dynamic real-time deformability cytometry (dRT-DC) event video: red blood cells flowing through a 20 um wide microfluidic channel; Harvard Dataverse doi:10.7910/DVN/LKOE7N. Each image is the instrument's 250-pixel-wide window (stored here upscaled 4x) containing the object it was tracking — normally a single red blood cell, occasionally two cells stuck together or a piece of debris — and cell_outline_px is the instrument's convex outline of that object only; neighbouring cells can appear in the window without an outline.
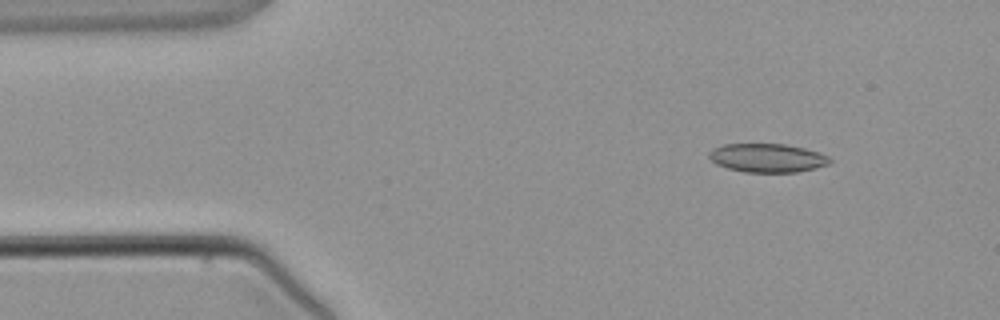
{"species": "common noctule bat (a hibernating species)", "species_latin": "Nyctalus noctula", "temperature_condition": "warm", "stored_images_in_passage": 4, "camera_frame_rate_fps": 3000, "um_per_image_px": 0.085, "animal": {"sex": "male", "body_mass_g": 21.5, "forearm_length_mm": 52.0}, "frame": {"image": 1, "passage_image": 1, "time_ms": 0.0, "image_size_px": [1000, 320], "cell_outline_px": [[832, 160], [828, 164], [816, 168], [796, 172], [744, 172], [728, 168], [716, 164], [708, 156], [708, 152], [712, 148], [724, 144], [784, 144], [804, 148], [820, 152], [828, 156]], "centroid_in_image_um": [65.22, 13.42], "position_along_channel_um": 19.8, "area_um2": 20.23}}
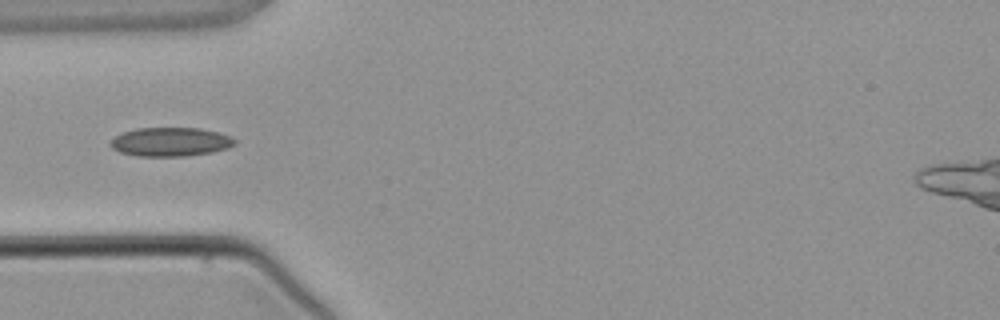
{"frame": {"image": 2, "passage_image": 3, "time_ms": 2.667, "image_size_px": [1000, 320], "cell_outline_px": [[236, 144], [228, 148], [212, 152], [184, 156], [136, 156], [120, 152], [112, 148], [108, 144], [116, 136], [124, 132], [136, 128], [200, 128], [216, 132], [228, 136], [236, 140]], "centroid_in_image_um": [14.48, 12.06], "position_along_channel_um": 70.5, "area_um2": 20.81}}
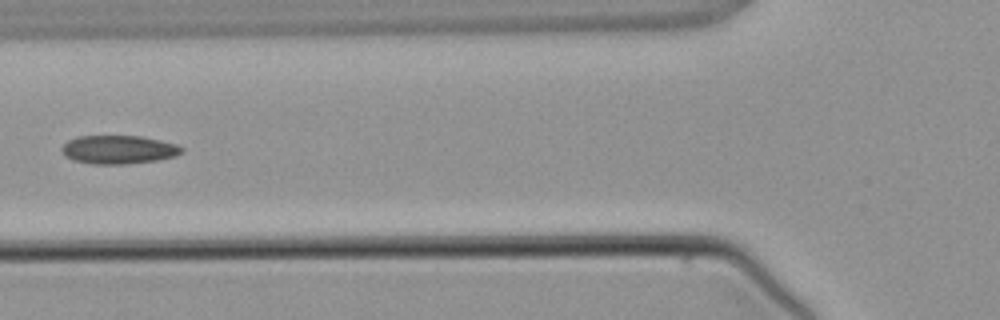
{"frame": {"image": 3, "passage_image": 4, "time_ms": 3.667, "image_size_px": [1000, 320], "cell_outline_px": [[184, 152], [176, 156], [160, 160], [128, 164], [92, 164], [72, 160], [64, 156], [60, 152], [60, 148], [68, 140], [80, 136], [140, 136], [160, 140], [176, 144], [184, 148]], "centroid_in_image_um": [10.08, 12.73], "position_along_channel_um": 115.7, "area_um2": 20.23}}